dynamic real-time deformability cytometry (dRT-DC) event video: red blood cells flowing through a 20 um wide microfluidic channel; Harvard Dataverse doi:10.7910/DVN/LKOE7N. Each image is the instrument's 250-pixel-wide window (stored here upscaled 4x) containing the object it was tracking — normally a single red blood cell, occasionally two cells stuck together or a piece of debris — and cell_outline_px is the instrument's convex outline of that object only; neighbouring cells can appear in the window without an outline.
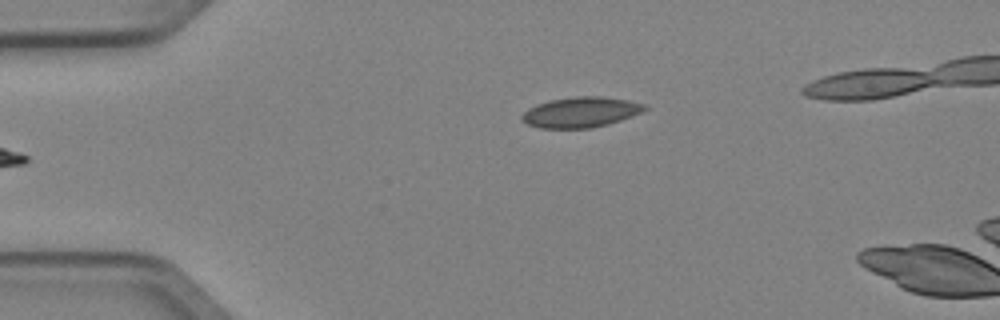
{"species": "Egyptian fruit bat (a non-hibernating species)", "species_latin": "Rousettus aegyptiacus", "temperature_condition": "cold", "stored_images_in_passage": 2, "camera_frame_rate_fps": 3000, "um_per_image_px": 0.085, "animal": {"sex": "female"}, "frame": {"image": 1, "passage_image": 2, "time_ms": 0.333, "image_size_px": [1000, 320], "cell_outline_px": [[648, 108], [632, 116], [608, 124], [592, 128], [540, 128], [528, 124], [520, 120], [520, 116], [528, 108], [536, 104], [548, 100], [576, 96], [600, 96], [628, 100], [644, 104]], "centroid_in_image_um": [49.32, 9.53], "position_along_channel_um": 35.7, "area_um2": 21.79}}